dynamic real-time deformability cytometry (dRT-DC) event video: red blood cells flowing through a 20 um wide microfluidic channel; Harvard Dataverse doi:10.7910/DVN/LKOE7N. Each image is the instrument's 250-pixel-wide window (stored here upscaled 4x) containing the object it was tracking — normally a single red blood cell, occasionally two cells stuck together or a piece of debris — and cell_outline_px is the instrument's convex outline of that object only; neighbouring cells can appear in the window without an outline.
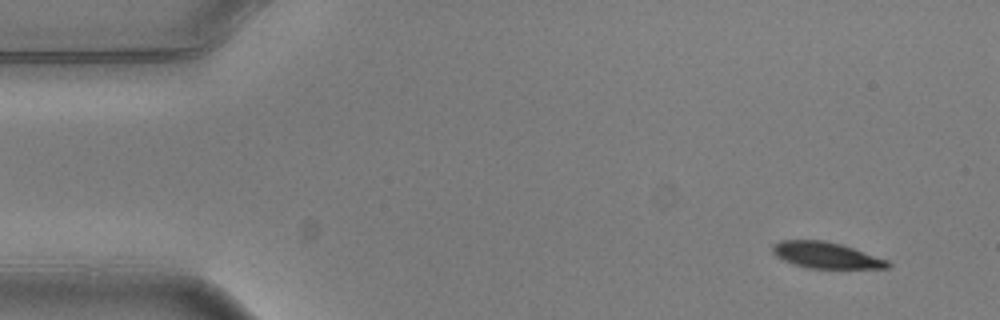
{"species": "common noctule bat (a hibernating species)", "species_latin": "Nyctalus noctula", "temperature_condition": "warm", "stored_images_in_passage": 4, "camera_frame_rate_fps": 3000, "um_per_image_px": 0.085, "animal": {"sex": "male", "body_mass_g": 20.5, "forearm_length_mm": 52.5}, "frame": {"image": 1, "passage_image": 1, "time_ms": 0.0, "image_size_px": [1000, 320], "cell_outline_px": [[892, 264], [888, 268], [808, 268], [784, 260], [776, 256], [772, 252], [772, 244], [780, 240], [824, 240], [840, 244], [888, 260]], "centroid_in_image_um": [70.19, 21.68], "position_along_channel_um": 14.8, "area_um2": 17.4}}